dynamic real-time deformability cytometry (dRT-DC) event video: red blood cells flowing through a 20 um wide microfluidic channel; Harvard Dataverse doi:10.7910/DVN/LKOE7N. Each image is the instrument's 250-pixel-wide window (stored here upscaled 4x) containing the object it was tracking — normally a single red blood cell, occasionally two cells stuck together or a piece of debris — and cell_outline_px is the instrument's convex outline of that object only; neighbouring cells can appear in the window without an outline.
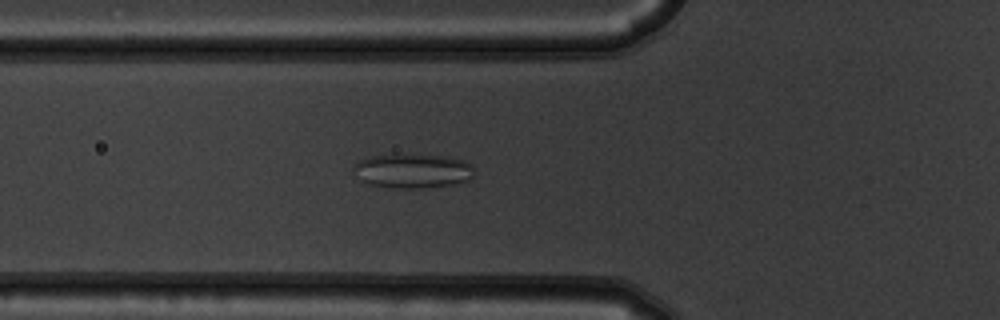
{"species": "common noctule bat (a hibernating species)", "species_latin": "Nyctalus noctula", "temperature_condition": "warm", "stored_images_in_passage": 50, "camera_frame_rate_fps": 3000, "um_per_image_px": 0.085, "animal": {"sex": "male", "body_mass_g": 19.5, "forearm_length_mm": 54.6}, "frame": {"image": 1, "passage_image": 16, "time_ms": 5.0, "image_size_px": [1000, 320], "cell_outline_px": [[472, 176], [468, 180], [456, 184], [424, 188], [392, 188], [364, 184], [360, 180], [352, 168], [360, 160], [372, 156], [448, 156], [464, 160], [472, 164]], "centroid_in_image_um": [35.08, 14.56], "position_along_channel_um": 90.7, "area_um2": 23.87}}
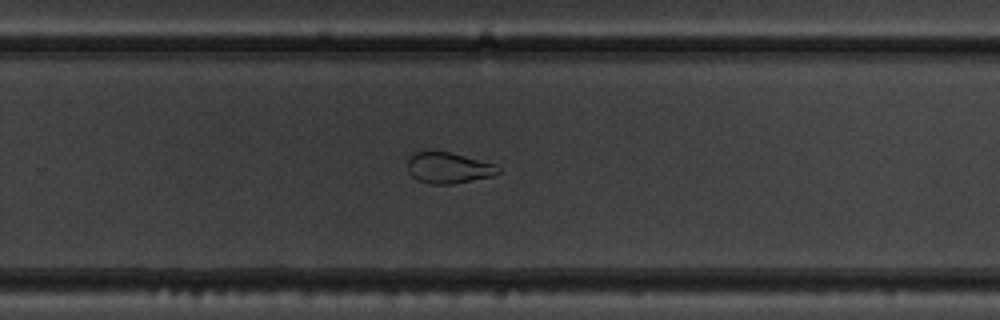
{"frame": {"image": 2, "passage_image": 32, "time_ms": 10.333, "image_size_px": [1000, 320], "cell_outline_px": [[500, 172], [492, 176], [452, 184], [428, 184], [416, 180], [408, 172], [408, 156], [412, 152], [448, 152], [496, 164], [500, 168]], "centroid_in_image_um": [38.09, 14.28], "position_along_channel_um": 291.7, "area_um2": 16.36}}
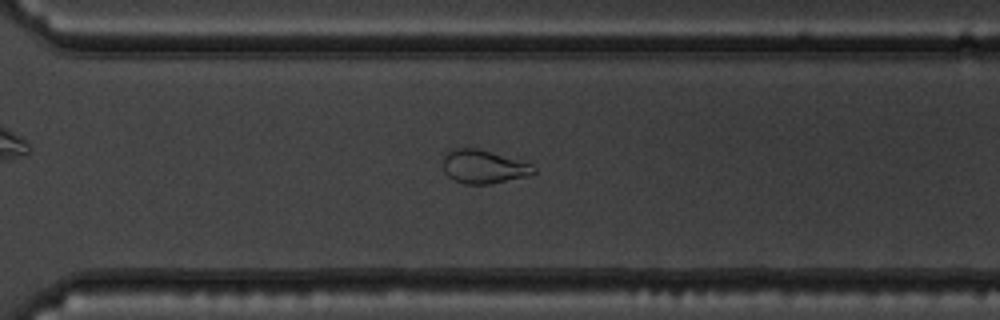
{"frame": {"image": 3, "passage_image": 35, "time_ms": 11.333, "image_size_px": [1000, 320], "cell_outline_px": [[536, 172], [528, 176], [492, 184], [464, 184], [448, 176], [444, 172], [444, 152], [452, 148], [480, 148], [532, 164], [536, 168]], "centroid_in_image_um": [41.11, 14.16], "position_along_channel_um": 329.5, "area_um2": 17.92}, "authors_computed_cell_mechanics": {"area_um2": 23.5246, "velocity_mm_per_s": 3.7711, "shape_relaxation_time_tau1_ms": null, "shape_relaxation_time_tau2_ms": 1.984, "deformation_change_tau1": null, "deformation_change_tau2": 0.093}}